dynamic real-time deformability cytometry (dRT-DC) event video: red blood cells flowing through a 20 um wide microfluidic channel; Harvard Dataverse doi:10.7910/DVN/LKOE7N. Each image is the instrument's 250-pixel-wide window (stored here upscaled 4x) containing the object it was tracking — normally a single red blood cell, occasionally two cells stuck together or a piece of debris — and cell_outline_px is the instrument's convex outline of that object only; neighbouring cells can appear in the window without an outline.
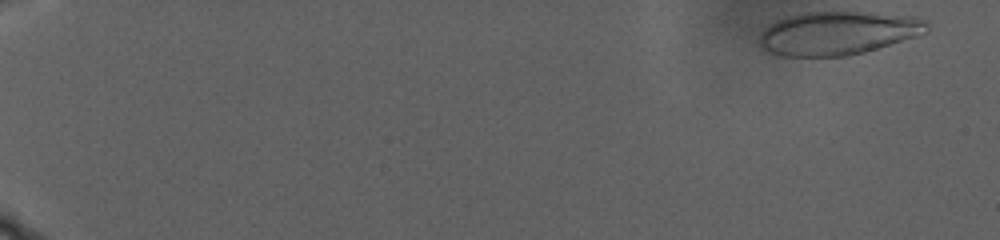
{"species": "human", "species_latin": "Homo sapiens", "temperature_condition": "warm", "stored_images_in_passage": 89, "camera_frame_rate_fps": 3000, "um_per_image_px": 0.085, "donor": {"sex": "male"}, "frame": {"image": 1, "passage_image": 1, "time_ms": 0.0, "image_size_px": [1000, 240], "cell_outline_px": [[928, 32], [916, 36], [864, 52], [848, 56], [780, 56], [768, 52], [760, 44], [760, 36], [764, 28], [776, 20], [788, 16], [804, 12], [872, 12], [920, 16], [928, 20]], "centroid_in_image_um": [71.27, 2.8], "position_along_channel_um": 13.7, "area_um2": 42.71}}
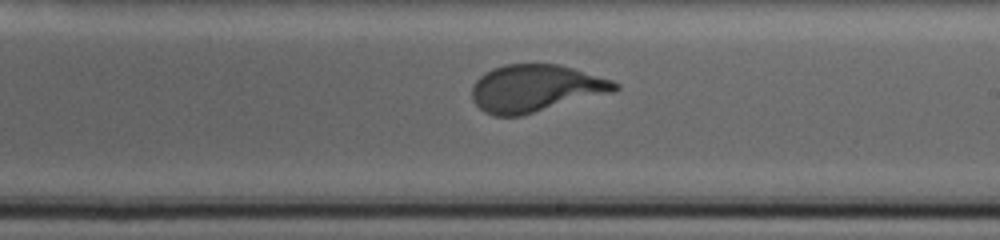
{"frame": {"image": 2, "passage_image": 65, "time_ms": 21.333, "image_size_px": [1000, 240], "cell_outline_px": [[620, 88], [612, 92], [520, 116], [496, 116], [484, 112], [472, 100], [472, 84], [484, 72], [492, 68], [504, 64], [560, 64], [612, 80], [620, 84]], "centroid_in_image_um": [45.49, 7.5], "position_along_channel_um": 243.5, "area_um2": 39.3}}
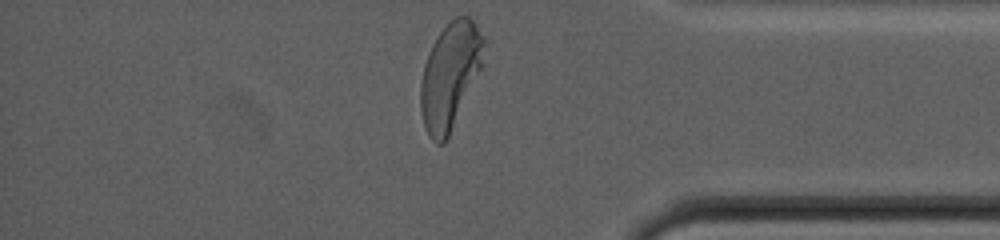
{"frame": {"image": 3, "passage_image": 89, "time_ms": 29.333, "image_size_px": [1000, 240], "cell_outline_px": [[488, 40], [480, 68], [448, 136], [444, 144], [436, 144], [428, 136], [424, 124], [420, 108], [420, 84], [424, 64], [428, 52], [432, 44], [440, 32], [456, 16], [468, 16], [476, 24]], "centroid_in_image_um": [38.25, 6.39], "position_along_channel_um": 397.0, "area_um2": 38.78}}